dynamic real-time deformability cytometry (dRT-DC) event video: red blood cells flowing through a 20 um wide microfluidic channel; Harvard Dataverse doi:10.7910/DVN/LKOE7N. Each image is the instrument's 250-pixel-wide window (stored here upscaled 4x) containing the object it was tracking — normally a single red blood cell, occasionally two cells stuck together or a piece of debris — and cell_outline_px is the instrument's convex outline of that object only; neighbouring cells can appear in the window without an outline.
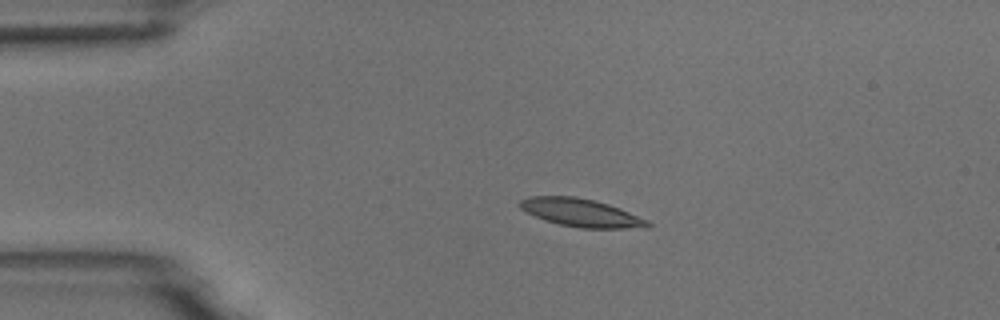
{"species": "common noctule bat (a hibernating species)", "species_latin": "Nyctalus noctula", "temperature_condition": "room temperature", "stored_images_in_passage": 5, "camera_frame_rate_fps": 3000, "um_per_image_px": 0.085, "animal": {"sex": "male", "body_mass_g": 18.8}, "frame": {"image": 1, "passage_image": 4, "time_ms": 3.333, "image_size_px": [1000, 320], "cell_outline_px": [[652, 224], [648, 228], [580, 228], [560, 224], [544, 220], [520, 208], [516, 204], [520, 200], [528, 196], [576, 196], [608, 204], [620, 208], [648, 220]], "centroid_in_image_um": [49.39, 18.08], "position_along_channel_um": 35.6, "area_um2": 20.87}}